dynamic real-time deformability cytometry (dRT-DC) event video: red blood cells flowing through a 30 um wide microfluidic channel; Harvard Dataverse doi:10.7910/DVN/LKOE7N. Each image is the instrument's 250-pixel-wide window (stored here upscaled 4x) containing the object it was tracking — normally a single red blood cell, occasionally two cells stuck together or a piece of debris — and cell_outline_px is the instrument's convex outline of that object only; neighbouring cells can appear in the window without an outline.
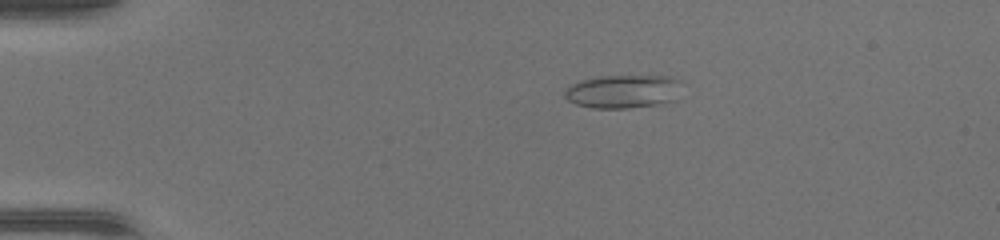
{"species": "common noctule bat (a hibernating species)", "species_latin": "Nyctalus noctula", "temperature_condition": "warm", "stored_images_in_passage": 49, "camera_frame_rate_fps": 3000, "um_per_image_px": 0.085, "animal": {"sex": "female", "body_mass_g": 17.0, "forearm_length_mm": 48.0}, "frame": {"image": 1, "passage_image": 11, "time_ms": 3.333, "image_size_px": [1000, 240], "cell_outline_px": [[684, 84], [676, 100], [660, 104], [628, 108], [592, 108], [576, 104], [568, 100], [564, 96], [564, 92], [572, 84], [580, 80], [600, 76], [672, 76], [680, 80]], "centroid_in_image_um": [53.04, 7.77], "position_along_channel_um": 32.0, "area_um2": 23.18}}
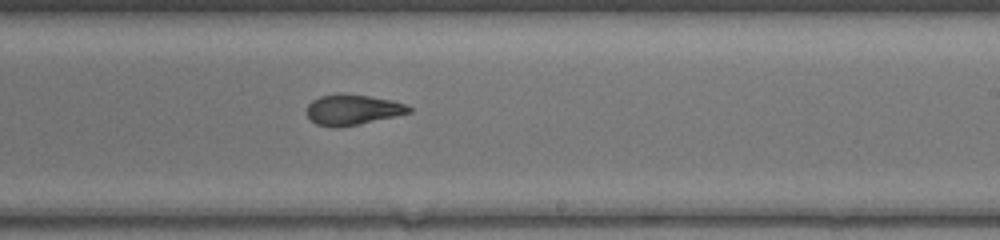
{"frame": {"image": 2, "passage_image": 31, "time_ms": 10.0, "image_size_px": [1000, 240], "cell_outline_px": [[412, 112], [356, 124], [336, 128], [332, 128], [316, 124], [308, 116], [308, 104], [312, 100], [320, 96], [340, 92], [344, 92], [392, 100], [404, 104], [412, 108]], "centroid_in_image_um": [29.94, 9.3], "position_along_channel_um": 259.1, "area_um2": 18.03}}
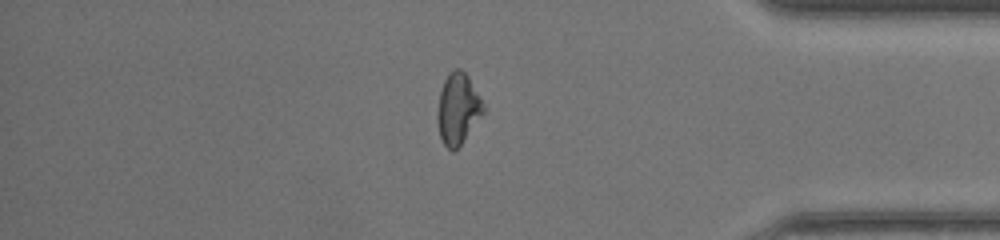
{"frame": {"image": 3, "passage_image": 42, "time_ms": 13.667, "image_size_px": [1000, 240], "cell_outline_px": [[484, 112], [460, 144], [452, 152], [444, 144], [440, 136], [436, 120], [436, 116], [440, 92], [444, 80], [448, 72], [456, 68], [460, 68], [468, 76], [484, 104]], "centroid_in_image_um": [38.9, 9.22], "position_along_channel_um": 396.3, "area_um2": 18.79}, "authors_computed_cell_mechanics": {"area_um2": 19.4208, "velocity_mm_per_s": 4.3879, "shape_relaxation_time_tau1_ms": null, "shape_relaxation_time_tau2_ms": 1.3916, "deformation_change_tau1": null, "deformation_change_tau2": 0.0805}}